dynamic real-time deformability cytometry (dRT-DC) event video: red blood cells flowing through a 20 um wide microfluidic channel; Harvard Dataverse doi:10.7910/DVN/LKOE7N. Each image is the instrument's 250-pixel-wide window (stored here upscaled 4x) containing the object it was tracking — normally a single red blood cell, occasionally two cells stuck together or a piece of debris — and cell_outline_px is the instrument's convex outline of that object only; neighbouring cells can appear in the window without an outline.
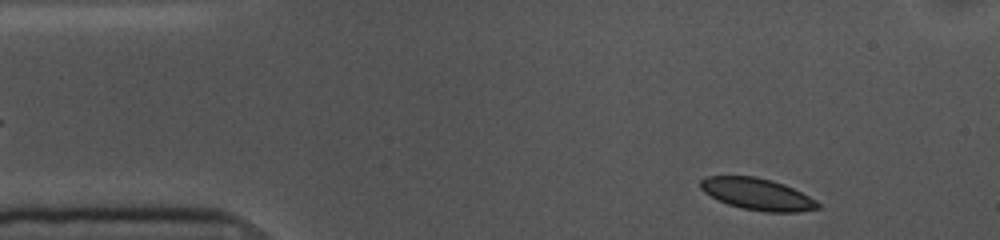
{"species": "common noctule bat (a hibernating species)", "species_latin": "Nyctalus noctula", "temperature_condition": "cold", "stored_images_in_passage": 51, "camera_frame_rate_fps": 3000, "um_per_image_px": 0.085, "animal": {"sex": "female", "body_mass_g": 10.0, "forearm_length_mm": 53.1}, "frame": {"image": 1, "passage_image": 2, "time_ms": 0.333, "image_size_px": [1000, 240], "cell_outline_px": [[820, 208], [796, 212], [764, 212], [740, 208], [728, 204], [704, 192], [700, 188], [700, 180], [708, 176], [756, 176], [772, 180], [784, 184], [816, 200], [820, 204]], "centroid_in_image_um": [64.37, 16.5], "position_along_channel_um": 20.6, "area_um2": 21.62}}
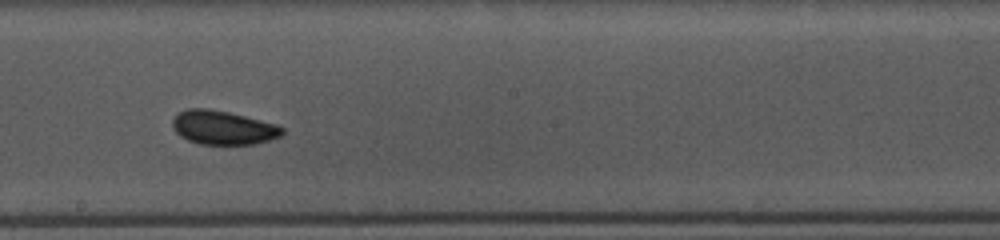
{"frame": {"image": 2, "passage_image": 25, "time_ms": 8.0, "image_size_px": [1000, 240], "cell_outline_px": [[284, 132], [280, 136], [256, 144], [200, 144], [188, 140], [180, 136], [176, 132], [172, 124], [172, 120], [180, 112], [188, 108], [208, 108], [228, 112], [276, 124], [284, 128]], "centroid_in_image_um": [18.95, 10.85], "position_along_channel_um": 229.2, "area_um2": 21.5}}
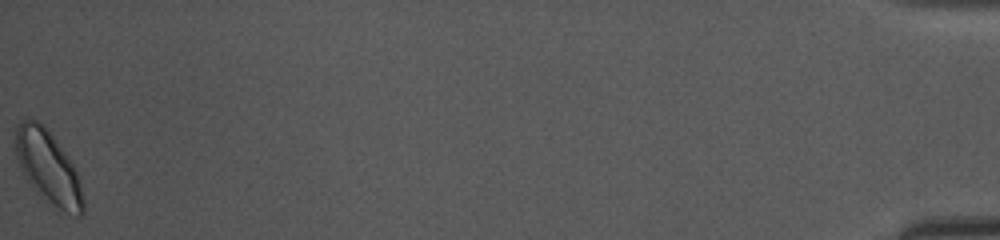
{"frame": {"image": 3, "passage_image": 51, "time_ms": 16.667, "image_size_px": [1000, 240], "cell_outline_px": [[84, 212], [80, 216], [76, 216], [64, 212], [40, 196], [28, 184], [20, 168], [16, 156], [16, 128], [20, 120], [36, 120], [44, 124], [68, 156], [80, 180], [84, 200]], "centroid_in_image_um": [4.1, 14.24], "position_along_channel_um": 431.1, "area_um2": 28.84}, "authors_computed_cell_mechanics": {"area_um2": 21.675, "velocity_mm_per_s": 3.5482, "shape_relaxation_time_tau1_ms": 1.6928, "shape_relaxation_time_tau2_ms": 1.6537, "deformation_change_tau1": 0.0626, "deformation_change_tau2": 0.048}}